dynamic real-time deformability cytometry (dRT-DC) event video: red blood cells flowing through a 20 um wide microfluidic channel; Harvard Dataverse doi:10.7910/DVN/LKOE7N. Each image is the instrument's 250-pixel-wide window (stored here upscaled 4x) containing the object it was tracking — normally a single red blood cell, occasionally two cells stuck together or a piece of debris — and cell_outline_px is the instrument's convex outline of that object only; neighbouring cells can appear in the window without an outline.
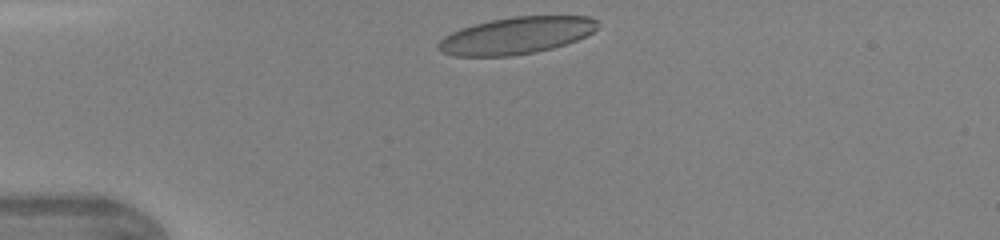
{"species": "human", "species_latin": "Homo sapiens", "temperature_condition": "warm", "stored_images_in_passage": 28, "camera_frame_rate_fps": 3000, "um_per_image_px": 0.085, "donor": {"sex": "female"}, "frame": {"image": 1, "passage_image": 1, "time_ms": 0.0, "image_size_px": [1000, 240], "cell_outline_px": [[596, 28], [592, 32], [576, 40], [552, 48], [536, 52], [512, 56], [456, 56], [440, 52], [436, 48], [436, 44], [444, 36], [460, 28], [472, 24], [512, 16], [588, 16], [596, 20]], "centroid_in_image_um": [43.81, 3.02], "position_along_channel_um": 41.2, "area_um2": 34.28}}